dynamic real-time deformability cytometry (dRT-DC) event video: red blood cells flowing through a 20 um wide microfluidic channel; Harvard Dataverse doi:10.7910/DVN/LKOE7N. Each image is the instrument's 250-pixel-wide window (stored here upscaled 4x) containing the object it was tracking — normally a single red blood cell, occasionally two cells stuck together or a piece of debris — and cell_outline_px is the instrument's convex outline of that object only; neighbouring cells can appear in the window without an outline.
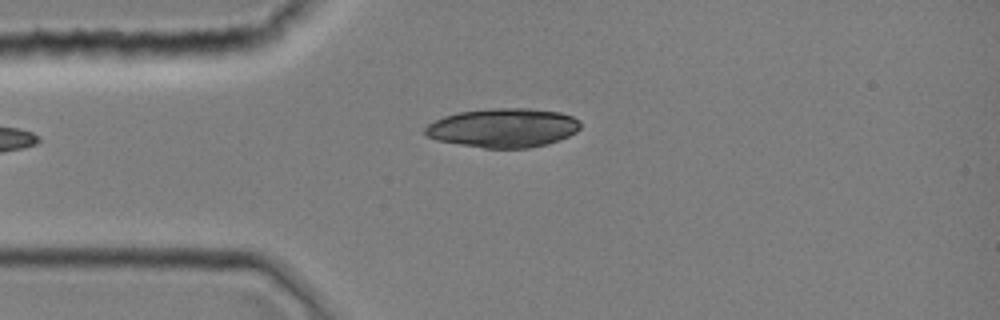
{"species": "common noctule bat (a hibernating species)", "species_latin": "Nyctalus noctula", "temperature_condition": "room temperature", "stored_images_in_passage": 31, "camera_frame_rate_fps": 3000, "um_per_image_px": 0.085, "animal": {"sex": "female", "body_mass_g": 19.0, "forearm_length_mm": 51.5}, "frame": {"image": 1, "passage_image": 2, "time_ms": 0.333, "image_size_px": [1000, 320], "cell_outline_px": [[580, 128], [576, 132], [560, 140], [548, 144], [528, 148], [484, 148], [436, 140], [428, 136], [424, 132], [424, 128], [428, 124], [444, 116], [460, 112], [492, 108], [528, 108], [560, 112], [572, 116], [580, 120]], "centroid_in_image_um": [42.8, 10.87], "position_along_channel_um": 42.2, "area_um2": 35.37}}
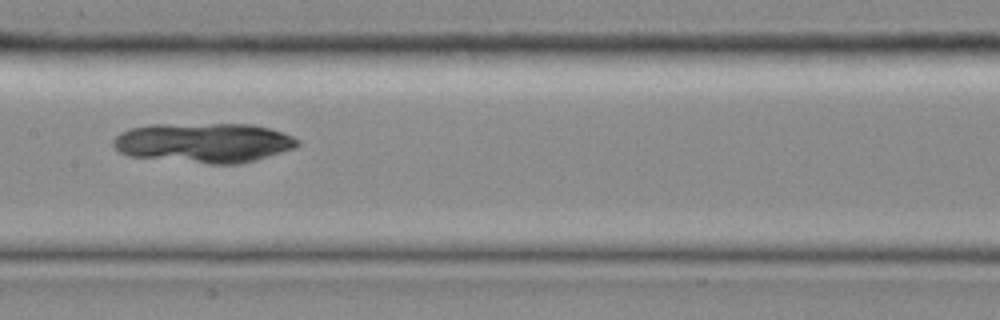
{"frame": {"image": 2, "passage_image": 12, "time_ms": 3.667, "image_size_px": [1000, 320], "cell_outline_px": [[300, 144], [296, 148], [256, 160], [240, 164], [208, 164], [128, 156], [120, 152], [112, 144], [112, 140], [120, 132], [128, 128], [148, 124], [252, 124], [268, 128], [292, 136], [300, 140]], "centroid_in_image_um": [17.31, 12.13], "position_along_channel_um": 190.1, "area_um2": 43.12}}
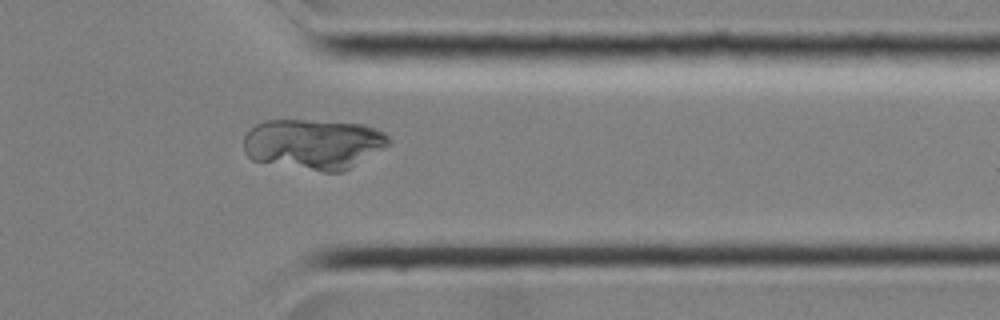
{"frame": {"image": 3, "passage_image": 24, "time_ms": 7.667, "image_size_px": [1000, 320], "cell_outline_px": [[392, 144], [344, 172], [324, 172], [252, 160], [244, 152], [244, 136], [256, 124], [264, 120], [312, 120], [364, 124], [376, 128], [384, 132], [388, 136]], "centroid_in_image_um": [26.69, 12.24], "position_along_channel_um": 384.7, "area_um2": 42.89}}